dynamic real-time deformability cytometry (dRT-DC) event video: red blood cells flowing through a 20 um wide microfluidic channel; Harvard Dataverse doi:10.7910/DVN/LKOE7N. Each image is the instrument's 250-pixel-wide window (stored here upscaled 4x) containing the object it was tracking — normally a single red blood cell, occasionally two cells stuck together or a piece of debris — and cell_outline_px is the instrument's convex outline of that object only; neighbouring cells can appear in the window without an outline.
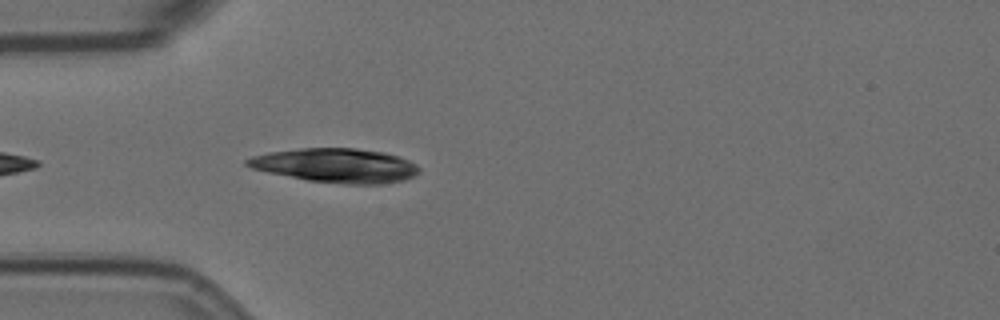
{"species": "Egyptian fruit bat (a non-hibernating species)", "species_latin": "Rousettus aegyptiacus", "temperature_condition": "room temperature", "stored_images_in_passage": 4, "camera_frame_rate_fps": 3000, "um_per_image_px": 0.085, "animal": {"sex": "female"}, "frame": {"image": 1, "passage_image": 4, "time_ms": 3.333, "image_size_px": [1000, 320], "cell_outline_px": [[420, 172], [416, 176], [404, 180], [380, 184], [348, 184], [308, 180], [268, 172], [252, 168], [244, 164], [244, 160], [252, 156], [268, 152], [300, 148], [356, 148], [384, 152], [408, 160], [416, 164], [420, 168]], "centroid_in_image_um": [28.56, 14.06], "position_along_channel_um": 56.4, "area_um2": 34.22}}